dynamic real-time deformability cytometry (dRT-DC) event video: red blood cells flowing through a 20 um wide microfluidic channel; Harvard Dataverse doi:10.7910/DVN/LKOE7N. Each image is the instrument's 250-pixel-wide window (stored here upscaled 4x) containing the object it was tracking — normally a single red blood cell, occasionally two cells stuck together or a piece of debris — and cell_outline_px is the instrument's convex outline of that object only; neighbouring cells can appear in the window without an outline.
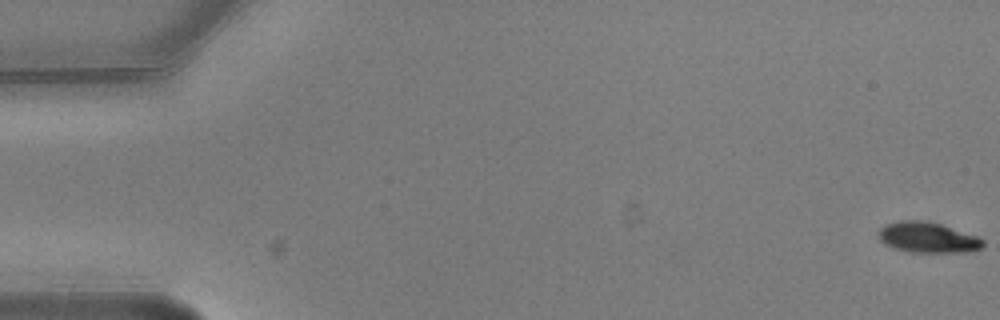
{"species": "common noctule bat (a hibernating species)", "species_latin": "Nyctalus noctula", "temperature_condition": "warm", "stored_images_in_passage": 5, "camera_frame_rate_fps": 3000, "um_per_image_px": 0.085, "animal": {"sex": "male", "body_mass_g": 20.5, "forearm_length_mm": 52.5}, "frame": {"image": 1, "passage_image": 1, "time_ms": 0.0, "image_size_px": [1000, 320], "cell_outline_px": [[984, 244], [980, 248], [968, 252], [908, 252], [892, 248], [884, 244], [880, 240], [876, 232], [884, 224], [900, 220], [924, 220], [940, 224], [976, 236], [984, 240]], "centroid_in_image_um": [78.78, 20.18], "position_along_channel_um": 6.2, "area_um2": 18.73}}
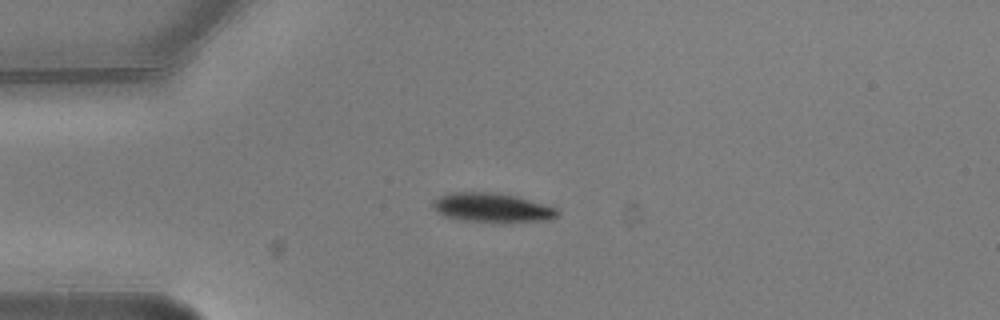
{"frame": {"image": 2, "passage_image": 5, "time_ms": 1.333, "image_size_px": [1000, 320], "cell_outline_px": [[560, 212], [556, 216], [544, 220], [500, 224], [460, 220], [444, 216], [436, 212], [432, 208], [432, 200], [440, 196], [452, 192], [496, 192], [516, 196], [556, 208]], "centroid_in_image_um": [41.77, 17.67], "position_along_channel_um": 43.2, "area_um2": 21.68}}